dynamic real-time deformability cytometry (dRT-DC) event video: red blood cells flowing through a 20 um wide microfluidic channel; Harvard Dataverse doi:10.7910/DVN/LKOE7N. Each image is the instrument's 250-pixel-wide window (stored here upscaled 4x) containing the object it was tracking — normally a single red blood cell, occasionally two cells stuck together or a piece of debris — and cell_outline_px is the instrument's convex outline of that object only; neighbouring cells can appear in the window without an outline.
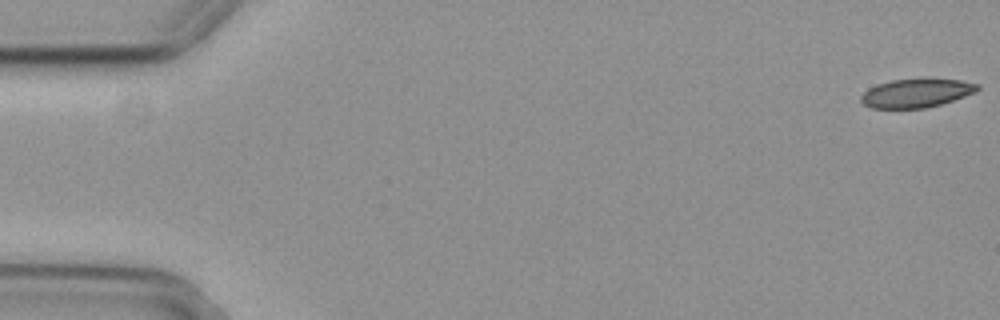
{"species": "common noctule bat (a hibernating species)", "species_latin": "Nyctalus noctula", "temperature_condition": "cold", "stored_images_in_passage": 4, "camera_frame_rate_fps": 3000, "um_per_image_px": 0.085, "animal": {"sex": "female", "body_mass_g": 29.2, "forearm_length_mm": 56.3}, "frame": {"image": 1, "passage_image": 1, "time_ms": 0.0, "image_size_px": [1000, 320], "cell_outline_px": [[980, 88], [976, 92], [940, 104], [924, 108], [872, 108], [864, 104], [860, 100], [860, 96], [868, 88], [876, 84], [892, 80], [928, 76], [960, 80], [980, 84]], "centroid_in_image_um": [77.91, 7.86], "position_along_channel_um": 7.1, "area_um2": 20.06}}